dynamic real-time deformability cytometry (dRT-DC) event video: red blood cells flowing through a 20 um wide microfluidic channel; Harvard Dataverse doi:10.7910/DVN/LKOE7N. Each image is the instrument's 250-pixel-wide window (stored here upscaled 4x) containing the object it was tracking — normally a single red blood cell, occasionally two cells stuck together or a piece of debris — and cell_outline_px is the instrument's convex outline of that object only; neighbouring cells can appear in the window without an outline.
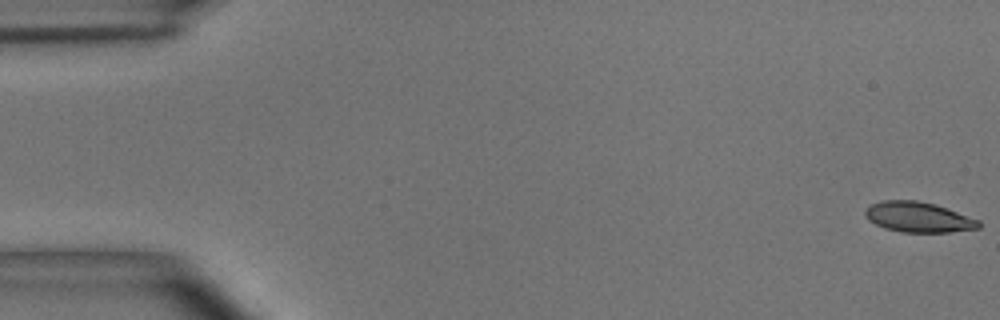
{"species": "common noctule bat (a hibernating species)", "species_latin": "Nyctalus noctula", "temperature_condition": "room temperature", "stored_images_in_passage": 9, "camera_frame_rate_fps": 3000, "um_per_image_px": 0.085, "animal": {"sex": "male", "body_mass_g": 15.6}, "frame": {"image": 1, "passage_image": 1, "time_ms": 0.0, "image_size_px": [1000, 320], "cell_outline_px": [[980, 228], [948, 232], [900, 232], [884, 228], [868, 220], [864, 216], [864, 212], [868, 204], [880, 200], [916, 200], [936, 204], [980, 220]], "centroid_in_image_um": [78.02, 18.44], "position_along_channel_um": 7.0, "area_um2": 20.29}}
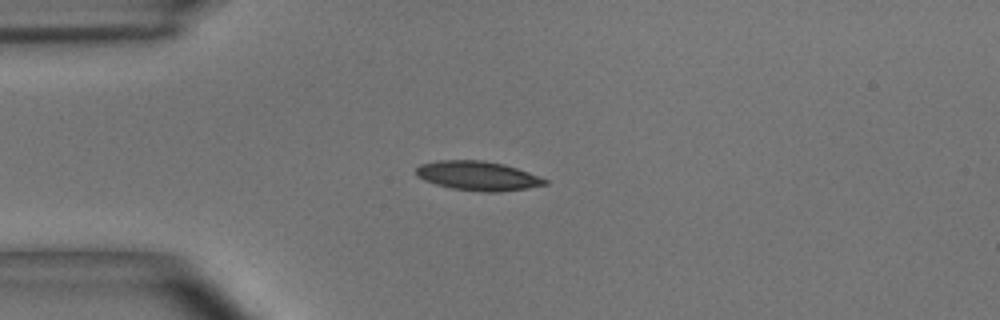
{"frame": {"image": 2, "passage_image": 4, "time_ms": 1.0, "image_size_px": [1000, 320], "cell_outline_px": [[548, 184], [500, 192], [484, 192], [452, 188], [436, 184], [424, 180], [416, 176], [416, 168], [420, 164], [440, 160], [484, 160], [504, 164], [528, 172], [548, 180]], "centroid_in_image_um": [40.6, 14.94], "position_along_channel_um": 44.4, "area_um2": 21.85}}
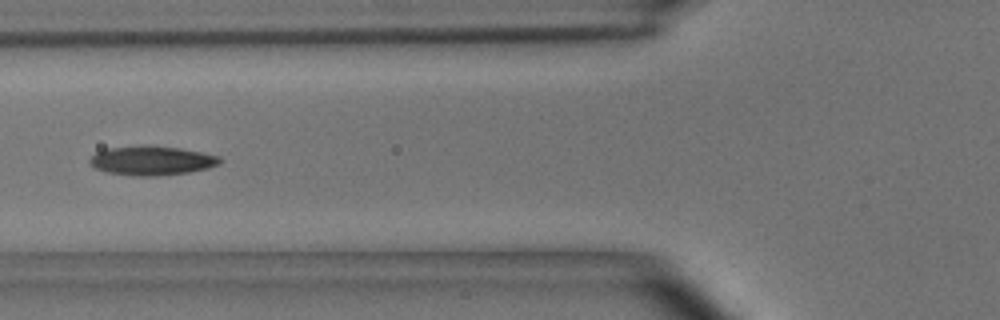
{"frame": {"image": 3, "passage_image": 6, "time_ms": 1.667, "image_size_px": [1000, 320], "cell_outline_px": [[224, 160], [220, 164], [208, 168], [188, 172], [160, 176], [132, 176], [108, 172], [96, 168], [88, 164], [88, 160], [96, 152], [108, 148], [180, 148], [220, 156]], "centroid_in_image_um": [12.93, 13.7], "position_along_channel_um": 112.9, "area_um2": 21.44}}